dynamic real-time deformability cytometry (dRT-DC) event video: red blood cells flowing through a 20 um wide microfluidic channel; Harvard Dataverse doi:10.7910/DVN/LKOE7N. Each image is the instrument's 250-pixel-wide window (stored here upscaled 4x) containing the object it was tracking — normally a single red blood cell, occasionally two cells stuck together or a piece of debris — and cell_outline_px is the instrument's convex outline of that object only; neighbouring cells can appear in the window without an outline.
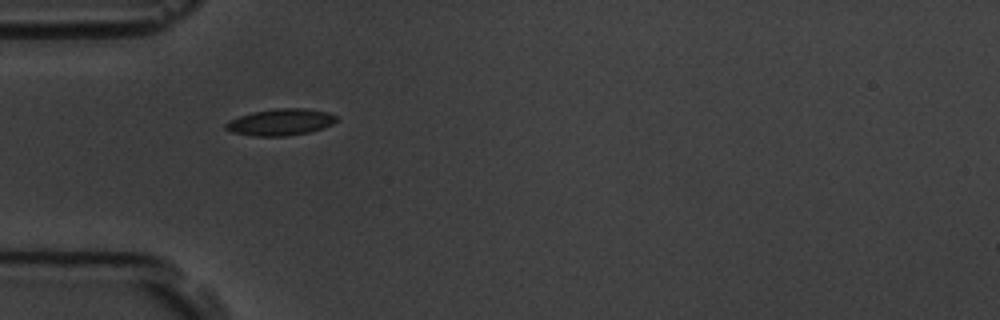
{"species": "common noctule bat (a hibernating species)", "species_latin": "Nyctalus noctula", "temperature_condition": "room temperature", "stored_images_in_passage": 4, "camera_frame_rate_fps": 3000, "um_per_image_px": 0.085, "animal": {"sex": "male", "body_mass_g": 19.5, "forearm_length_mm": 54.6}, "frame": {"image": 1, "passage_image": 1, "time_ms": 0.0, "image_size_px": [1000, 320], "cell_outline_px": [[336, 120], [332, 124], [308, 132], [288, 136], [252, 136], [232, 132], [224, 128], [224, 124], [228, 120], [252, 112], [276, 108], [304, 108], [328, 112], [336, 116]], "centroid_in_image_um": [23.79, 10.38], "position_along_channel_um": 61.2, "area_um2": 17.11}}
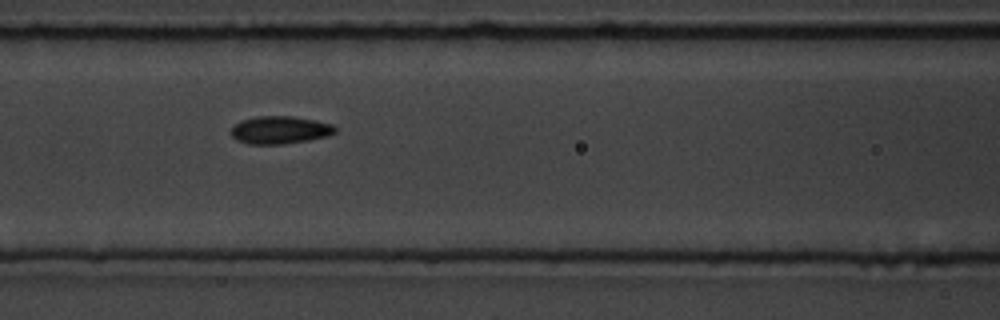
{"frame": {"image": 2, "passage_image": 3, "time_ms": 2.333, "image_size_px": [1000, 320], "cell_outline_px": [[336, 132], [328, 136], [308, 140], [280, 144], [248, 144], [236, 140], [232, 136], [232, 128], [240, 120], [260, 116], [292, 116], [316, 120], [332, 124], [336, 128]], "centroid_in_image_um": [23.81, 11.04], "position_along_channel_um": 142.8, "area_um2": 16.76}}
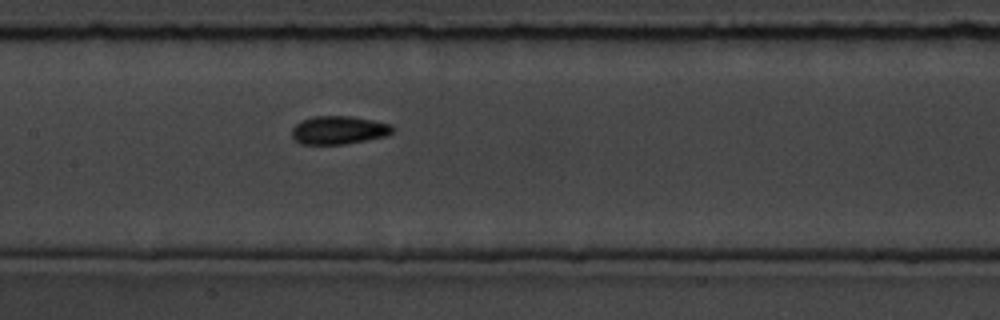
{"frame": {"image": 3, "passage_image": 4, "time_ms": 3.333, "image_size_px": [1000, 320], "cell_outline_px": [[396, 128], [392, 132], [384, 136], [344, 144], [300, 144], [292, 136], [292, 128], [300, 120], [316, 116], [352, 116], [392, 124]], "centroid_in_image_um": [28.79, 11.05], "position_along_channel_um": 178.6, "area_um2": 16.53}}